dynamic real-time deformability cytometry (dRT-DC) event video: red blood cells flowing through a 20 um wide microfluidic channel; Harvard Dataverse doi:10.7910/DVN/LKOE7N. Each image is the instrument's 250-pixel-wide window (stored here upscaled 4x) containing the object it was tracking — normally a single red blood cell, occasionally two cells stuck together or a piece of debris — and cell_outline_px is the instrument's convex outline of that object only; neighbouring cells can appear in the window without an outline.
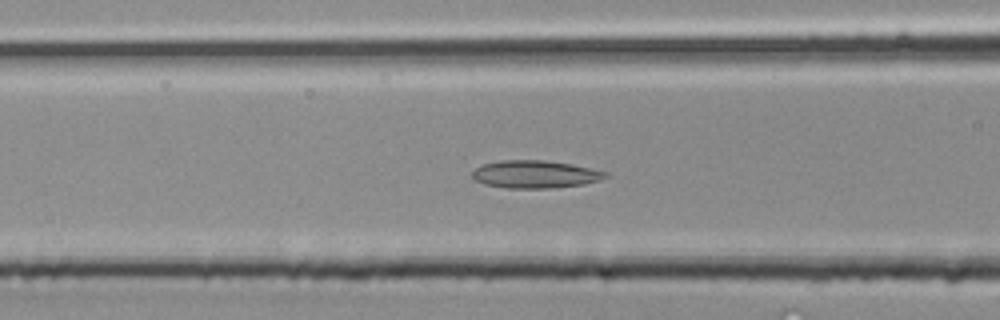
{"species": "common noctule bat (a hibernating species)", "species_latin": "Nyctalus noctula", "temperature_condition": "room temperature", "stored_images_in_passage": 7, "camera_frame_rate_fps": 3000, "um_per_image_px": 0.085, "animal": {"sex": "male", "body_mass_g": 20.4}, "frame": {"image": 1, "passage_image": 6, "time_ms": 1.667, "image_size_px": [1000, 320], "cell_outline_px": [[608, 176], [600, 180], [584, 184], [548, 188], [508, 188], [484, 184], [476, 180], [472, 176], [472, 172], [480, 164], [500, 160], [544, 160], [572, 164], [592, 168], [608, 172]], "centroid_in_image_um": [45.49, 14.8], "position_along_channel_um": 121.1, "area_um2": 21.56}}